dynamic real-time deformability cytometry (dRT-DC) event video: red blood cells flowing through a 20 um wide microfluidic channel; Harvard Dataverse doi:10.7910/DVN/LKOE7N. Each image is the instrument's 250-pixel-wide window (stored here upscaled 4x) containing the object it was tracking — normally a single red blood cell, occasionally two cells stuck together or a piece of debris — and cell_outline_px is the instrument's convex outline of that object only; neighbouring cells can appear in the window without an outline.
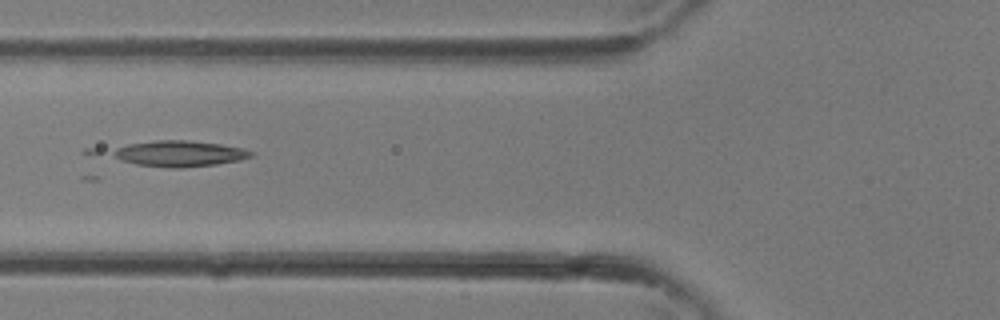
{"species": "common noctule bat (a hibernating species)", "species_latin": "Nyctalus noctula", "temperature_condition": "room temperature", "stored_images_in_passage": 34, "camera_frame_rate_fps": 3000, "um_per_image_px": 0.085, "animal": {"sex": "female"}, "frame": {"image": 1, "passage_image": 13, "time_ms": 4.0, "image_size_px": [1000, 320], "cell_outline_px": [[252, 156], [240, 160], [216, 164], [180, 168], [168, 168], [136, 164], [120, 160], [108, 152], [116, 148], [128, 144], [156, 140], [188, 140], [220, 144], [244, 148], [252, 152]], "centroid_in_image_um": [15.21, 13.05], "position_along_channel_um": 110.6, "area_um2": 20.92}}
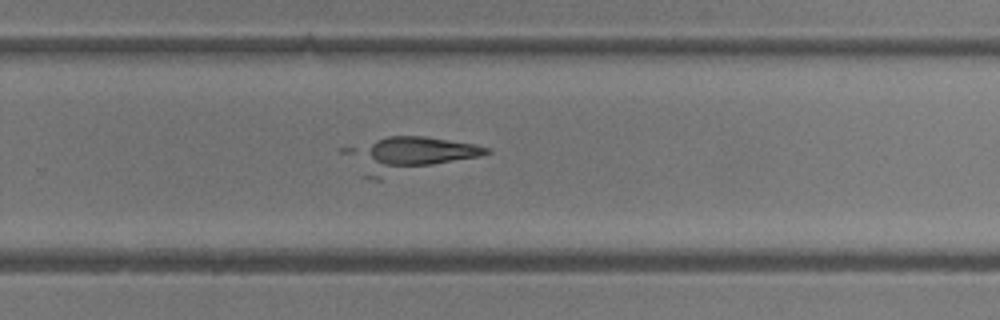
{"frame": {"image": 2, "passage_image": 22, "time_ms": 7.0, "image_size_px": [1000, 320], "cell_outline_px": [[492, 152], [480, 156], [380, 180], [368, 180], [364, 176], [364, 148], [376, 140], [388, 136], [424, 136], [476, 144], [488, 148]], "centroid_in_image_um": [35.21, 13.18], "position_along_channel_um": 294.6, "area_um2": 26.07}}
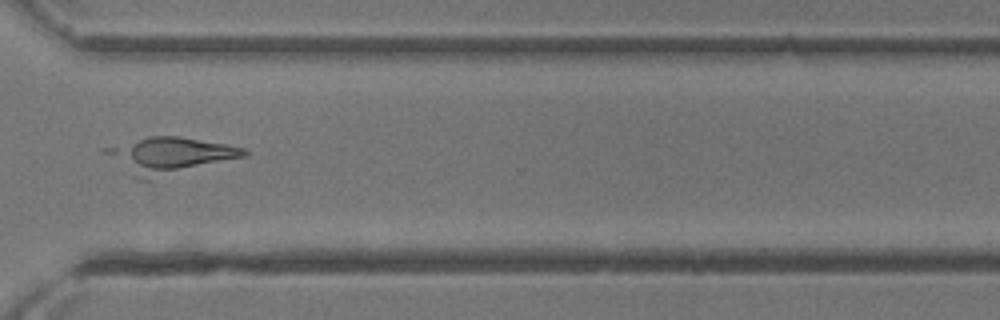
{"frame": {"image": 3, "passage_image": 25, "time_ms": 8.0, "image_size_px": [1000, 320], "cell_outline_px": [[248, 156], [148, 180], [136, 180], [124, 152], [128, 148], [140, 140], [148, 136], [180, 136], [224, 144], [244, 148], [248, 152]], "centroid_in_image_um": [15.01, 13.22], "position_along_channel_um": 355.6, "area_um2": 25.2}}